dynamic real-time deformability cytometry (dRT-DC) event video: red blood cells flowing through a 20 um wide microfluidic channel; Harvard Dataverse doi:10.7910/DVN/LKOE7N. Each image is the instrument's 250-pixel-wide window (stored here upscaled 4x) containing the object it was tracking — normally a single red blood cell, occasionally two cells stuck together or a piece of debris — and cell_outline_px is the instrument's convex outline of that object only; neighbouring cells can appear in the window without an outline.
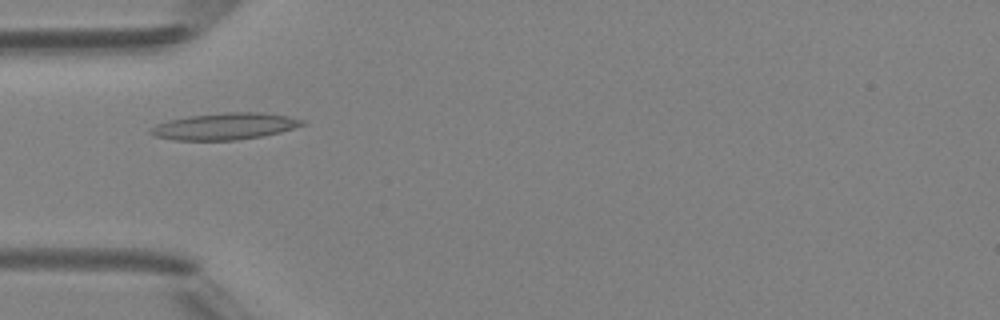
{"species": "Egyptian fruit bat (a non-hibernating species)", "species_latin": "Rousettus aegyptiacus", "temperature_condition": "room temperature", "stored_images_in_passage": 1, "camera_frame_rate_fps": 3000, "um_per_image_px": 0.085, "animal": {"sex": "female"}, "frame": {"image": 1, "passage_image": 1, "time_ms": 0.0, "image_size_px": [1000, 320], "cell_outline_px": [[308, 124], [280, 132], [260, 136], [236, 140], [176, 140], [156, 136], [148, 132], [148, 128], [156, 124], [168, 120], [188, 116], [224, 112], [260, 112], [288, 116], [308, 120]], "centroid_in_image_um": [19.14, 10.72], "position_along_channel_um": 65.9, "area_um2": 23.76}}